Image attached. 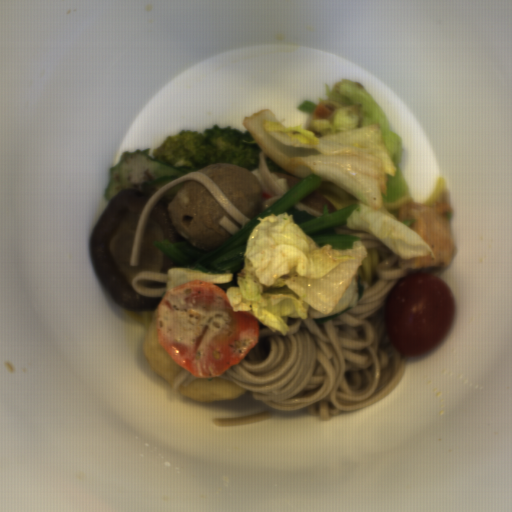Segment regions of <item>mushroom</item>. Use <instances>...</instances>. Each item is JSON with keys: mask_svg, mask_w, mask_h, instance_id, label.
I'll use <instances>...</instances> for the list:
<instances>
[{"mask_svg": "<svg viewBox=\"0 0 512 512\" xmlns=\"http://www.w3.org/2000/svg\"><path fill=\"white\" fill-rule=\"evenodd\" d=\"M152 196L124 188L109 201L91 234L88 250L91 266L112 299L127 310L158 307L160 297L138 294L132 281L138 272H163L177 267L152 241L177 242L169 211L157 200L144 230L138 264L130 265L140 217Z\"/></svg>", "mask_w": 512, "mask_h": 512, "instance_id": "983e1aa8", "label": "mushroom"}, {"mask_svg": "<svg viewBox=\"0 0 512 512\" xmlns=\"http://www.w3.org/2000/svg\"><path fill=\"white\" fill-rule=\"evenodd\" d=\"M138 285L145 288H166L167 282L155 280V279H143L138 281Z\"/></svg>", "mask_w": 512, "mask_h": 512, "instance_id": "81393ffc", "label": "mushroom"}]
</instances>
